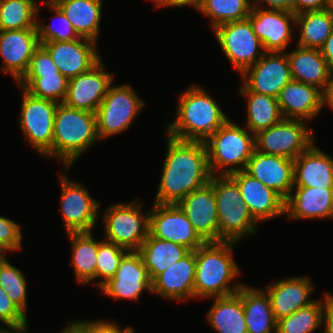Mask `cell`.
Instances as JSON below:
<instances>
[{
  "label": "cell",
  "mask_w": 333,
  "mask_h": 333,
  "mask_svg": "<svg viewBox=\"0 0 333 333\" xmlns=\"http://www.w3.org/2000/svg\"><path fill=\"white\" fill-rule=\"evenodd\" d=\"M166 154L154 203L177 204L208 184L211 172L204 141L180 140L166 134Z\"/></svg>",
  "instance_id": "6da1fadb"
},
{
  "label": "cell",
  "mask_w": 333,
  "mask_h": 333,
  "mask_svg": "<svg viewBox=\"0 0 333 333\" xmlns=\"http://www.w3.org/2000/svg\"><path fill=\"white\" fill-rule=\"evenodd\" d=\"M0 319L11 329L28 326V315L25 314L0 286Z\"/></svg>",
  "instance_id": "ee69618b"
},
{
  "label": "cell",
  "mask_w": 333,
  "mask_h": 333,
  "mask_svg": "<svg viewBox=\"0 0 333 333\" xmlns=\"http://www.w3.org/2000/svg\"><path fill=\"white\" fill-rule=\"evenodd\" d=\"M296 31L299 28L297 45L320 49L333 32V11L329 8L306 11L296 15Z\"/></svg>",
  "instance_id": "e575fe53"
},
{
  "label": "cell",
  "mask_w": 333,
  "mask_h": 333,
  "mask_svg": "<svg viewBox=\"0 0 333 333\" xmlns=\"http://www.w3.org/2000/svg\"><path fill=\"white\" fill-rule=\"evenodd\" d=\"M98 333H120L118 322L111 320H98Z\"/></svg>",
  "instance_id": "f5cc1de1"
},
{
  "label": "cell",
  "mask_w": 333,
  "mask_h": 333,
  "mask_svg": "<svg viewBox=\"0 0 333 333\" xmlns=\"http://www.w3.org/2000/svg\"><path fill=\"white\" fill-rule=\"evenodd\" d=\"M206 321L217 333H248L242 297L236 293L225 297H212Z\"/></svg>",
  "instance_id": "4dcf8cb0"
},
{
  "label": "cell",
  "mask_w": 333,
  "mask_h": 333,
  "mask_svg": "<svg viewBox=\"0 0 333 333\" xmlns=\"http://www.w3.org/2000/svg\"><path fill=\"white\" fill-rule=\"evenodd\" d=\"M151 205L148 233L152 237L181 244L190 251L205 243L177 204Z\"/></svg>",
  "instance_id": "5bb4252c"
},
{
  "label": "cell",
  "mask_w": 333,
  "mask_h": 333,
  "mask_svg": "<svg viewBox=\"0 0 333 333\" xmlns=\"http://www.w3.org/2000/svg\"><path fill=\"white\" fill-rule=\"evenodd\" d=\"M138 252L152 281L158 274L181 260L190 250L181 244L152 237L148 233Z\"/></svg>",
  "instance_id": "d6a6232c"
},
{
  "label": "cell",
  "mask_w": 333,
  "mask_h": 333,
  "mask_svg": "<svg viewBox=\"0 0 333 333\" xmlns=\"http://www.w3.org/2000/svg\"><path fill=\"white\" fill-rule=\"evenodd\" d=\"M29 326L23 327V328H17V329H11L10 333H26Z\"/></svg>",
  "instance_id": "6f0895ef"
},
{
  "label": "cell",
  "mask_w": 333,
  "mask_h": 333,
  "mask_svg": "<svg viewBox=\"0 0 333 333\" xmlns=\"http://www.w3.org/2000/svg\"><path fill=\"white\" fill-rule=\"evenodd\" d=\"M152 1L154 4V8H181V7H192L195 10H199L202 0H149Z\"/></svg>",
  "instance_id": "c3c4849f"
},
{
  "label": "cell",
  "mask_w": 333,
  "mask_h": 333,
  "mask_svg": "<svg viewBox=\"0 0 333 333\" xmlns=\"http://www.w3.org/2000/svg\"><path fill=\"white\" fill-rule=\"evenodd\" d=\"M66 235L72 245L70 265L76 282L81 286L91 282L96 285L97 253L101 241L95 240L92 232H68Z\"/></svg>",
  "instance_id": "1f68e13d"
},
{
  "label": "cell",
  "mask_w": 333,
  "mask_h": 333,
  "mask_svg": "<svg viewBox=\"0 0 333 333\" xmlns=\"http://www.w3.org/2000/svg\"><path fill=\"white\" fill-rule=\"evenodd\" d=\"M177 205L205 242H219V224L213 186L208 183L188 194Z\"/></svg>",
  "instance_id": "44dd1931"
},
{
  "label": "cell",
  "mask_w": 333,
  "mask_h": 333,
  "mask_svg": "<svg viewBox=\"0 0 333 333\" xmlns=\"http://www.w3.org/2000/svg\"><path fill=\"white\" fill-rule=\"evenodd\" d=\"M21 225L12 219L0 215V254L22 249Z\"/></svg>",
  "instance_id": "7bdbcfd3"
},
{
  "label": "cell",
  "mask_w": 333,
  "mask_h": 333,
  "mask_svg": "<svg viewBox=\"0 0 333 333\" xmlns=\"http://www.w3.org/2000/svg\"><path fill=\"white\" fill-rule=\"evenodd\" d=\"M60 73L49 52L40 45L34 52L24 75H49Z\"/></svg>",
  "instance_id": "f6af8a7d"
},
{
  "label": "cell",
  "mask_w": 333,
  "mask_h": 333,
  "mask_svg": "<svg viewBox=\"0 0 333 333\" xmlns=\"http://www.w3.org/2000/svg\"><path fill=\"white\" fill-rule=\"evenodd\" d=\"M321 299H315L277 321L276 333H315L322 328L323 312L327 302L333 297L331 292H324Z\"/></svg>",
  "instance_id": "d590c367"
},
{
  "label": "cell",
  "mask_w": 333,
  "mask_h": 333,
  "mask_svg": "<svg viewBox=\"0 0 333 333\" xmlns=\"http://www.w3.org/2000/svg\"><path fill=\"white\" fill-rule=\"evenodd\" d=\"M237 293L242 297L248 333H276L277 320L266 291L244 284Z\"/></svg>",
  "instance_id": "f1b7e54d"
},
{
  "label": "cell",
  "mask_w": 333,
  "mask_h": 333,
  "mask_svg": "<svg viewBox=\"0 0 333 333\" xmlns=\"http://www.w3.org/2000/svg\"><path fill=\"white\" fill-rule=\"evenodd\" d=\"M212 175L245 170L255 150V135L228 119L204 141Z\"/></svg>",
  "instance_id": "5b68a950"
},
{
  "label": "cell",
  "mask_w": 333,
  "mask_h": 333,
  "mask_svg": "<svg viewBox=\"0 0 333 333\" xmlns=\"http://www.w3.org/2000/svg\"><path fill=\"white\" fill-rule=\"evenodd\" d=\"M114 73L107 72L101 59L89 71L68 80L64 104L68 107L96 113L113 84Z\"/></svg>",
  "instance_id": "9a60e30c"
},
{
  "label": "cell",
  "mask_w": 333,
  "mask_h": 333,
  "mask_svg": "<svg viewBox=\"0 0 333 333\" xmlns=\"http://www.w3.org/2000/svg\"><path fill=\"white\" fill-rule=\"evenodd\" d=\"M239 187L250 214L261 223L285 216V199L245 170L228 175Z\"/></svg>",
  "instance_id": "ffe728a7"
},
{
  "label": "cell",
  "mask_w": 333,
  "mask_h": 333,
  "mask_svg": "<svg viewBox=\"0 0 333 333\" xmlns=\"http://www.w3.org/2000/svg\"><path fill=\"white\" fill-rule=\"evenodd\" d=\"M238 91H251L277 98L282 88L292 80L286 52H265L252 66L240 74Z\"/></svg>",
  "instance_id": "4fadbf2b"
},
{
  "label": "cell",
  "mask_w": 333,
  "mask_h": 333,
  "mask_svg": "<svg viewBox=\"0 0 333 333\" xmlns=\"http://www.w3.org/2000/svg\"><path fill=\"white\" fill-rule=\"evenodd\" d=\"M99 289L115 301H139L143 291L151 293V280L140 253L128 251L121 259L114 277Z\"/></svg>",
  "instance_id": "e0dca14e"
},
{
  "label": "cell",
  "mask_w": 333,
  "mask_h": 333,
  "mask_svg": "<svg viewBox=\"0 0 333 333\" xmlns=\"http://www.w3.org/2000/svg\"><path fill=\"white\" fill-rule=\"evenodd\" d=\"M40 45L49 52L60 73L68 80L89 71L102 59L97 52V42L83 37Z\"/></svg>",
  "instance_id": "ac0fdd59"
},
{
  "label": "cell",
  "mask_w": 333,
  "mask_h": 333,
  "mask_svg": "<svg viewBox=\"0 0 333 333\" xmlns=\"http://www.w3.org/2000/svg\"><path fill=\"white\" fill-rule=\"evenodd\" d=\"M37 8L30 0H0V30L37 28Z\"/></svg>",
  "instance_id": "f35d334b"
},
{
  "label": "cell",
  "mask_w": 333,
  "mask_h": 333,
  "mask_svg": "<svg viewBox=\"0 0 333 333\" xmlns=\"http://www.w3.org/2000/svg\"><path fill=\"white\" fill-rule=\"evenodd\" d=\"M99 142L96 113L58 104L54 117L52 149L45 155L59 160L68 171L84 152Z\"/></svg>",
  "instance_id": "277c9868"
},
{
  "label": "cell",
  "mask_w": 333,
  "mask_h": 333,
  "mask_svg": "<svg viewBox=\"0 0 333 333\" xmlns=\"http://www.w3.org/2000/svg\"><path fill=\"white\" fill-rule=\"evenodd\" d=\"M247 18L266 52H288L287 47L296 29V15L293 12L253 6Z\"/></svg>",
  "instance_id": "2e32d148"
},
{
  "label": "cell",
  "mask_w": 333,
  "mask_h": 333,
  "mask_svg": "<svg viewBox=\"0 0 333 333\" xmlns=\"http://www.w3.org/2000/svg\"><path fill=\"white\" fill-rule=\"evenodd\" d=\"M139 198L127 203H115L105 208L102 215L104 240L128 251H138L148 236L149 211L142 213Z\"/></svg>",
  "instance_id": "52a82bcc"
},
{
  "label": "cell",
  "mask_w": 333,
  "mask_h": 333,
  "mask_svg": "<svg viewBox=\"0 0 333 333\" xmlns=\"http://www.w3.org/2000/svg\"><path fill=\"white\" fill-rule=\"evenodd\" d=\"M329 8V0H293L292 12L297 15L306 11Z\"/></svg>",
  "instance_id": "7dc6e473"
},
{
  "label": "cell",
  "mask_w": 333,
  "mask_h": 333,
  "mask_svg": "<svg viewBox=\"0 0 333 333\" xmlns=\"http://www.w3.org/2000/svg\"><path fill=\"white\" fill-rule=\"evenodd\" d=\"M285 215L298 221L332 219L333 188L293 187L285 200Z\"/></svg>",
  "instance_id": "484cf974"
},
{
  "label": "cell",
  "mask_w": 333,
  "mask_h": 333,
  "mask_svg": "<svg viewBox=\"0 0 333 333\" xmlns=\"http://www.w3.org/2000/svg\"><path fill=\"white\" fill-rule=\"evenodd\" d=\"M213 32L220 49L238 75L254 65L266 52L248 18L223 23Z\"/></svg>",
  "instance_id": "8fae6325"
},
{
  "label": "cell",
  "mask_w": 333,
  "mask_h": 333,
  "mask_svg": "<svg viewBox=\"0 0 333 333\" xmlns=\"http://www.w3.org/2000/svg\"><path fill=\"white\" fill-rule=\"evenodd\" d=\"M320 51L326 60L329 72L333 75V32L326 39Z\"/></svg>",
  "instance_id": "f907efd6"
},
{
  "label": "cell",
  "mask_w": 333,
  "mask_h": 333,
  "mask_svg": "<svg viewBox=\"0 0 333 333\" xmlns=\"http://www.w3.org/2000/svg\"><path fill=\"white\" fill-rule=\"evenodd\" d=\"M186 89L178 95L174 121L167 124L166 134L180 140L205 141L229 117L202 86L192 84Z\"/></svg>",
  "instance_id": "3957f363"
},
{
  "label": "cell",
  "mask_w": 333,
  "mask_h": 333,
  "mask_svg": "<svg viewBox=\"0 0 333 333\" xmlns=\"http://www.w3.org/2000/svg\"><path fill=\"white\" fill-rule=\"evenodd\" d=\"M0 333H10L11 328L6 325L1 319H0ZM4 324V327H3Z\"/></svg>",
  "instance_id": "11a10c76"
},
{
  "label": "cell",
  "mask_w": 333,
  "mask_h": 333,
  "mask_svg": "<svg viewBox=\"0 0 333 333\" xmlns=\"http://www.w3.org/2000/svg\"><path fill=\"white\" fill-rule=\"evenodd\" d=\"M329 9L333 11V0H329Z\"/></svg>",
  "instance_id": "680465c9"
},
{
  "label": "cell",
  "mask_w": 333,
  "mask_h": 333,
  "mask_svg": "<svg viewBox=\"0 0 333 333\" xmlns=\"http://www.w3.org/2000/svg\"><path fill=\"white\" fill-rule=\"evenodd\" d=\"M241 97L246 98L245 127L252 134L268 129L284 119L277 98L254 93L251 91H238Z\"/></svg>",
  "instance_id": "836d02e7"
},
{
  "label": "cell",
  "mask_w": 333,
  "mask_h": 333,
  "mask_svg": "<svg viewBox=\"0 0 333 333\" xmlns=\"http://www.w3.org/2000/svg\"><path fill=\"white\" fill-rule=\"evenodd\" d=\"M307 275L287 277L265 286L275 319L289 316L298 309L312 303L310 299L315 285Z\"/></svg>",
  "instance_id": "603a6c76"
},
{
  "label": "cell",
  "mask_w": 333,
  "mask_h": 333,
  "mask_svg": "<svg viewBox=\"0 0 333 333\" xmlns=\"http://www.w3.org/2000/svg\"><path fill=\"white\" fill-rule=\"evenodd\" d=\"M219 224V242H240L257 232L259 223L250 214L238 185L228 175H212Z\"/></svg>",
  "instance_id": "8992f818"
},
{
  "label": "cell",
  "mask_w": 333,
  "mask_h": 333,
  "mask_svg": "<svg viewBox=\"0 0 333 333\" xmlns=\"http://www.w3.org/2000/svg\"><path fill=\"white\" fill-rule=\"evenodd\" d=\"M127 252V249L106 240L99 243L96 265V286L98 288L114 277L121 259Z\"/></svg>",
  "instance_id": "b9f144b4"
},
{
  "label": "cell",
  "mask_w": 333,
  "mask_h": 333,
  "mask_svg": "<svg viewBox=\"0 0 333 333\" xmlns=\"http://www.w3.org/2000/svg\"><path fill=\"white\" fill-rule=\"evenodd\" d=\"M30 1L34 2L37 6H39V5L37 4L38 1H36V0H30Z\"/></svg>",
  "instance_id": "91938a15"
},
{
  "label": "cell",
  "mask_w": 333,
  "mask_h": 333,
  "mask_svg": "<svg viewBox=\"0 0 333 333\" xmlns=\"http://www.w3.org/2000/svg\"><path fill=\"white\" fill-rule=\"evenodd\" d=\"M292 1L293 0H252V6L268 10H281L292 12Z\"/></svg>",
  "instance_id": "681fc988"
},
{
  "label": "cell",
  "mask_w": 333,
  "mask_h": 333,
  "mask_svg": "<svg viewBox=\"0 0 333 333\" xmlns=\"http://www.w3.org/2000/svg\"><path fill=\"white\" fill-rule=\"evenodd\" d=\"M42 3V4H41ZM37 8V30L40 44H44L49 41H72L80 38L75 32L72 23L67 19L63 11L52 1L42 0ZM44 5L54 15L57 21H59L58 27L54 23L45 24L40 19L39 13H41L40 7Z\"/></svg>",
  "instance_id": "ab89813d"
},
{
  "label": "cell",
  "mask_w": 333,
  "mask_h": 333,
  "mask_svg": "<svg viewBox=\"0 0 333 333\" xmlns=\"http://www.w3.org/2000/svg\"><path fill=\"white\" fill-rule=\"evenodd\" d=\"M21 90L19 126L25 141L43 157L52 149L54 117L58 103Z\"/></svg>",
  "instance_id": "9c48e42d"
},
{
  "label": "cell",
  "mask_w": 333,
  "mask_h": 333,
  "mask_svg": "<svg viewBox=\"0 0 333 333\" xmlns=\"http://www.w3.org/2000/svg\"><path fill=\"white\" fill-rule=\"evenodd\" d=\"M294 187L333 188V157L313 143L294 160Z\"/></svg>",
  "instance_id": "4316f807"
},
{
  "label": "cell",
  "mask_w": 333,
  "mask_h": 333,
  "mask_svg": "<svg viewBox=\"0 0 333 333\" xmlns=\"http://www.w3.org/2000/svg\"><path fill=\"white\" fill-rule=\"evenodd\" d=\"M245 171L275 190L285 200L294 187V160L283 156H274L254 150Z\"/></svg>",
  "instance_id": "cb8c5ba5"
},
{
  "label": "cell",
  "mask_w": 333,
  "mask_h": 333,
  "mask_svg": "<svg viewBox=\"0 0 333 333\" xmlns=\"http://www.w3.org/2000/svg\"><path fill=\"white\" fill-rule=\"evenodd\" d=\"M0 286L8 297L26 314L27 279L24 273L8 261L7 255L0 256Z\"/></svg>",
  "instance_id": "60d3db41"
},
{
  "label": "cell",
  "mask_w": 333,
  "mask_h": 333,
  "mask_svg": "<svg viewBox=\"0 0 333 333\" xmlns=\"http://www.w3.org/2000/svg\"><path fill=\"white\" fill-rule=\"evenodd\" d=\"M252 7V0H202L198 11L210 19L213 30L223 23L247 19Z\"/></svg>",
  "instance_id": "74e56055"
},
{
  "label": "cell",
  "mask_w": 333,
  "mask_h": 333,
  "mask_svg": "<svg viewBox=\"0 0 333 333\" xmlns=\"http://www.w3.org/2000/svg\"><path fill=\"white\" fill-rule=\"evenodd\" d=\"M195 251H190L151 281V294L166 300L188 302L194 298Z\"/></svg>",
  "instance_id": "7402d4cb"
},
{
  "label": "cell",
  "mask_w": 333,
  "mask_h": 333,
  "mask_svg": "<svg viewBox=\"0 0 333 333\" xmlns=\"http://www.w3.org/2000/svg\"><path fill=\"white\" fill-rule=\"evenodd\" d=\"M59 333H98V320H79L68 322Z\"/></svg>",
  "instance_id": "bcb514c9"
},
{
  "label": "cell",
  "mask_w": 333,
  "mask_h": 333,
  "mask_svg": "<svg viewBox=\"0 0 333 333\" xmlns=\"http://www.w3.org/2000/svg\"><path fill=\"white\" fill-rule=\"evenodd\" d=\"M120 333H135V330L132 326H127L125 328L122 329V327L120 326Z\"/></svg>",
  "instance_id": "9f6ffc18"
},
{
  "label": "cell",
  "mask_w": 333,
  "mask_h": 333,
  "mask_svg": "<svg viewBox=\"0 0 333 333\" xmlns=\"http://www.w3.org/2000/svg\"><path fill=\"white\" fill-rule=\"evenodd\" d=\"M277 101L285 119L307 122L317 117L323 107V91L318 87L291 80L280 91Z\"/></svg>",
  "instance_id": "d4e9b609"
},
{
  "label": "cell",
  "mask_w": 333,
  "mask_h": 333,
  "mask_svg": "<svg viewBox=\"0 0 333 333\" xmlns=\"http://www.w3.org/2000/svg\"><path fill=\"white\" fill-rule=\"evenodd\" d=\"M236 245L233 241L205 242L195 250L194 298L233 295L245 284L234 280L242 273L233 258Z\"/></svg>",
  "instance_id": "7a4b0ae2"
},
{
  "label": "cell",
  "mask_w": 333,
  "mask_h": 333,
  "mask_svg": "<svg viewBox=\"0 0 333 333\" xmlns=\"http://www.w3.org/2000/svg\"><path fill=\"white\" fill-rule=\"evenodd\" d=\"M295 49L286 52L292 80L318 87L322 91L331 83L333 75L320 49L295 44Z\"/></svg>",
  "instance_id": "83f0119b"
},
{
  "label": "cell",
  "mask_w": 333,
  "mask_h": 333,
  "mask_svg": "<svg viewBox=\"0 0 333 333\" xmlns=\"http://www.w3.org/2000/svg\"><path fill=\"white\" fill-rule=\"evenodd\" d=\"M145 104L130 84H112L96 111L99 140L128 130Z\"/></svg>",
  "instance_id": "ba28073f"
},
{
  "label": "cell",
  "mask_w": 333,
  "mask_h": 333,
  "mask_svg": "<svg viewBox=\"0 0 333 333\" xmlns=\"http://www.w3.org/2000/svg\"><path fill=\"white\" fill-rule=\"evenodd\" d=\"M30 95L63 103L67 95L68 79L61 73L49 75H23L17 82Z\"/></svg>",
  "instance_id": "8d00e7d4"
},
{
  "label": "cell",
  "mask_w": 333,
  "mask_h": 333,
  "mask_svg": "<svg viewBox=\"0 0 333 333\" xmlns=\"http://www.w3.org/2000/svg\"><path fill=\"white\" fill-rule=\"evenodd\" d=\"M327 106L333 112V79L323 91V107Z\"/></svg>",
  "instance_id": "db71d44e"
},
{
  "label": "cell",
  "mask_w": 333,
  "mask_h": 333,
  "mask_svg": "<svg viewBox=\"0 0 333 333\" xmlns=\"http://www.w3.org/2000/svg\"><path fill=\"white\" fill-rule=\"evenodd\" d=\"M40 46L37 28L0 30V70L17 83L27 72L35 50Z\"/></svg>",
  "instance_id": "d6986e66"
},
{
  "label": "cell",
  "mask_w": 333,
  "mask_h": 333,
  "mask_svg": "<svg viewBox=\"0 0 333 333\" xmlns=\"http://www.w3.org/2000/svg\"><path fill=\"white\" fill-rule=\"evenodd\" d=\"M307 123L300 119L284 118L255 134V150L295 160L315 142L314 131Z\"/></svg>",
  "instance_id": "30bf717a"
},
{
  "label": "cell",
  "mask_w": 333,
  "mask_h": 333,
  "mask_svg": "<svg viewBox=\"0 0 333 333\" xmlns=\"http://www.w3.org/2000/svg\"><path fill=\"white\" fill-rule=\"evenodd\" d=\"M322 328L324 333H333V297L324 308Z\"/></svg>",
  "instance_id": "816d5d0a"
},
{
  "label": "cell",
  "mask_w": 333,
  "mask_h": 333,
  "mask_svg": "<svg viewBox=\"0 0 333 333\" xmlns=\"http://www.w3.org/2000/svg\"><path fill=\"white\" fill-rule=\"evenodd\" d=\"M60 207L66 233L93 232L100 218L101 203L95 200L85 184L70 180L64 172H59Z\"/></svg>",
  "instance_id": "7c38bea8"
},
{
  "label": "cell",
  "mask_w": 333,
  "mask_h": 333,
  "mask_svg": "<svg viewBox=\"0 0 333 333\" xmlns=\"http://www.w3.org/2000/svg\"><path fill=\"white\" fill-rule=\"evenodd\" d=\"M72 23L79 37L97 42L103 0H52Z\"/></svg>",
  "instance_id": "f546056e"
}]
</instances>
